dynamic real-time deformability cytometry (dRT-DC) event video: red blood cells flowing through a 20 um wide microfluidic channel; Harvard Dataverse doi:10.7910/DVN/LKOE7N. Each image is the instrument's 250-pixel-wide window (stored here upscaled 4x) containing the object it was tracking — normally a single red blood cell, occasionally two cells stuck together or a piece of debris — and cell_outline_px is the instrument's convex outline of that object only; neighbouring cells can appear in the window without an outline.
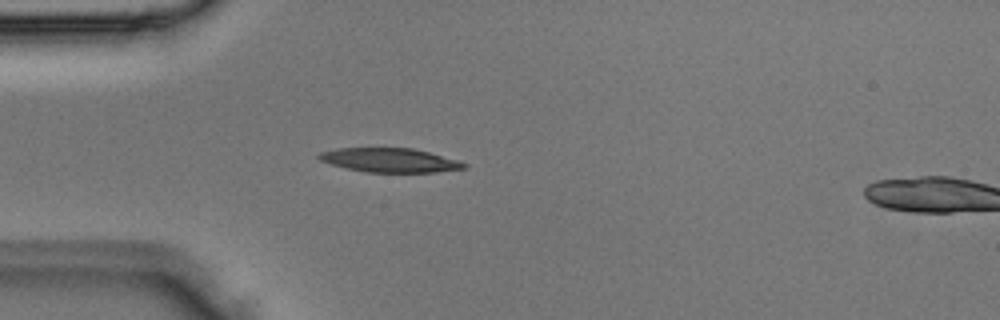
{"species": "Egyptian fruit bat (a non-hibernating species)", "species_latin": "Rousettus aegyptiacus", "temperature_condition": "room temperature", "stored_images_in_passage": 2, "segment_of_instrument_passage": [1, 2], "camera_frame_rate_fps": 3000, "um_per_image_px": 0.085, "animal": {"sex": "male"}, "frame": {"image": 1, "passage_image": 1, "time_ms": 0.0, "image_size_px": [1000, 320], "cell_outline_px": [[468, 168], [436, 172], [364, 172], [332, 164], [320, 160], [316, 156], [320, 152], [336, 148], [412, 148], [460, 160], [468, 164]], "centroid_in_image_um": [33.17, 13.61], "position_along_channel_um": 51.8, "area_um2": 20.4}}